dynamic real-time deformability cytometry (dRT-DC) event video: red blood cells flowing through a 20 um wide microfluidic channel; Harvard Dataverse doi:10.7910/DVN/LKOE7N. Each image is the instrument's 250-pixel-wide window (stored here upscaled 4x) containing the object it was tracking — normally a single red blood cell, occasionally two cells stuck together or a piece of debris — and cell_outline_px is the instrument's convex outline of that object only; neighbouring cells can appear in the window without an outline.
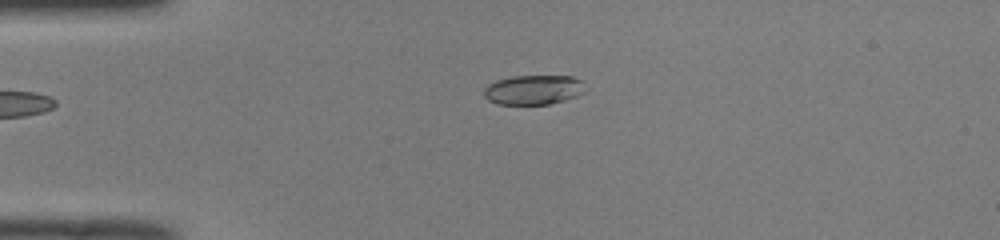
{"species": "common noctule bat (a hibernating species)", "species_latin": "Nyctalus noctula", "temperature_condition": "room temperature", "stored_images_in_passage": 39, "camera_frame_rate_fps": 3000, "um_per_image_px": 0.085, "animal": {"sex": "male", "body_mass_g": 19.0, "forearm_length_mm": 50.8}, "frame": {"image": 1, "passage_image": 1, "time_ms": 0.0, "image_size_px": [1000, 240], "cell_outline_px": [[588, 88], [584, 92], [576, 96], [564, 100], [548, 104], [496, 104], [488, 100], [484, 96], [484, 88], [488, 84], [496, 80], [512, 76], [572, 76], [580, 80]], "centroid_in_image_um": [45.34, 7.63], "position_along_channel_um": 39.7, "area_um2": 17.57}}
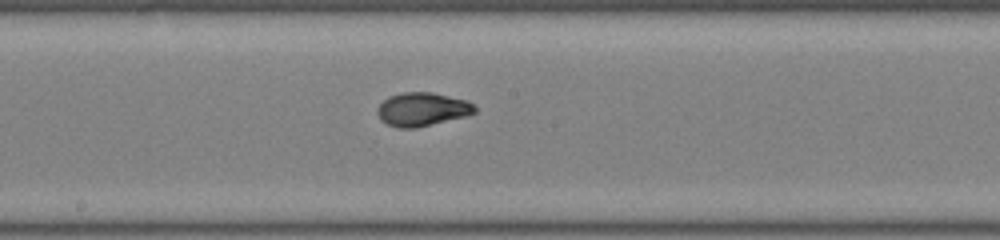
{"frame": {"image": 2, "passage_image": 16, "time_ms": 5.0, "image_size_px": [1000, 240], "cell_outline_px": [[476, 112], [464, 116], [416, 128], [396, 128], [380, 120], [376, 112], [380, 104], [388, 96], [404, 92], [432, 92], [468, 100], [476, 108]], "centroid_in_image_um": [35.86, 9.28], "position_along_channel_um": 212.3, "area_um2": 19.02}}
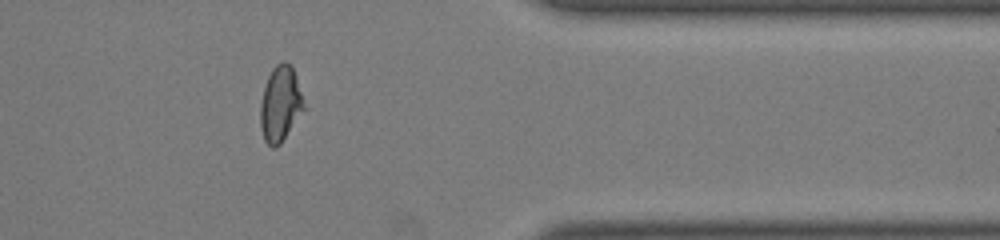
{"frame": {"image": 3, "passage_image": 30, "time_ms": 9.667, "image_size_px": [1000, 240], "cell_outline_px": [[304, 108], [280, 144], [276, 148], [272, 148], [264, 140], [260, 128], [260, 104], [264, 88], [268, 76], [272, 68], [276, 64], [284, 60], [292, 64], [296, 76], [304, 104]], "centroid_in_image_um": [23.8, 8.81], "position_along_channel_um": 387.6, "area_um2": 19.02}, "authors_computed_cell_mechanics": {"area_um2": 18.9006, "velocity_mm_per_s": 4.0783, "shape_relaxation_time_tau1_ms": 3.2749, "shape_relaxation_time_tau2_ms": 0.8438, "deformation_change_tau1": 0.1957, "deformation_change_tau2": 0.0394}}